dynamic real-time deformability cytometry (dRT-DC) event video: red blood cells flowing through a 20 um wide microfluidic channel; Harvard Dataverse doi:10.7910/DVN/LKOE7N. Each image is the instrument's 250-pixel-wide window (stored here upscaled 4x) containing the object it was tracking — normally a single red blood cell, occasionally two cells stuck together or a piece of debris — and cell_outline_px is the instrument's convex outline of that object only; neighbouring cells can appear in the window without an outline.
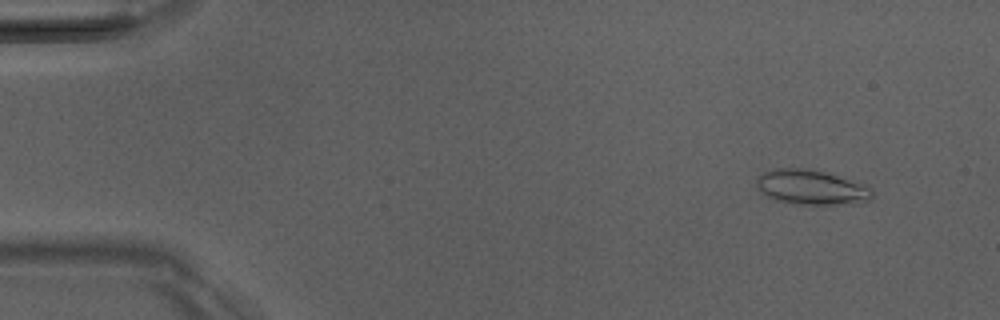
{"species": "Egyptian fruit bat (a non-hibernating species)", "species_latin": "Rousettus aegyptiacus", "temperature_condition": "room temperature", "stored_images_in_passage": 50, "camera_frame_rate_fps": 3000, "um_per_image_px": 0.085, "animal": {"sex": "male"}, "frame": {"image": 1, "passage_image": 4, "time_ms": 1.0, "image_size_px": [1000, 320], "cell_outline_px": [[872, 196], [868, 200], [836, 204], [800, 204], [780, 200], [768, 196], [760, 192], [756, 184], [756, 180], [764, 172], [776, 168], [804, 168], [824, 172], [864, 184], [872, 192]], "centroid_in_image_um": [68.91, 15.9], "position_along_channel_um": 16.1, "area_um2": 22.72}}
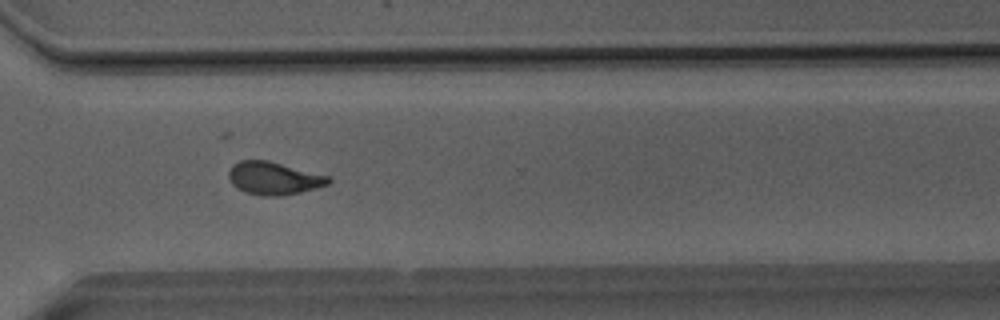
{"frame": {"image": 2, "passage_image": 37, "time_ms": 12.0, "image_size_px": [1000, 320], "cell_outline_px": [[332, 180], [328, 184], [316, 188], [300, 192], [280, 196], [264, 196], [244, 192], [236, 188], [232, 184], [228, 176], [228, 172], [232, 164], [240, 160], [268, 160], [328, 176]], "centroid_in_image_um": [23.23, 15.15], "position_along_channel_um": 347.4, "area_um2": 19.07}}
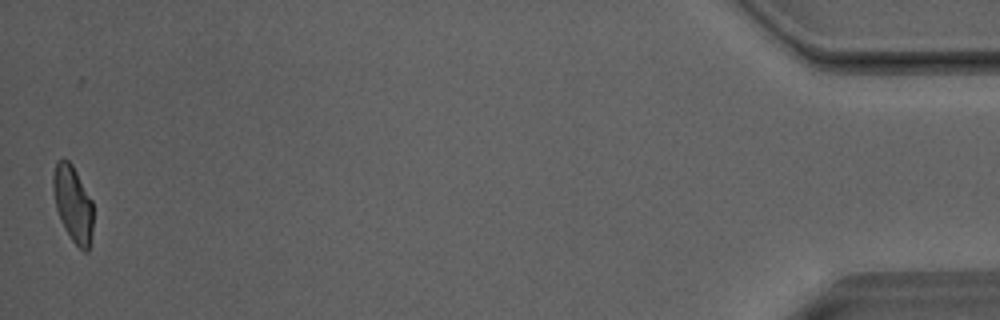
{"frame": {"image": 3, "passage_image": 50, "time_ms": 16.333, "image_size_px": [1000, 320], "cell_outline_px": [[92, 232], [88, 252], [84, 252], [72, 240], [64, 228], [60, 220], [56, 208], [52, 188], [52, 176], [56, 160], [64, 156], [72, 164], [92, 200]], "centroid_in_image_um": [6.17, 17.28], "position_along_channel_um": 429.0, "area_um2": 17.98}, "authors_computed_cell_mechanics": {"area_um2": 18.8717, "velocity_mm_per_s": 4.0565, "shape_relaxation_time_tau1_ms": 6.6789, "shape_relaxation_time_tau2_ms": 1.9399, "deformation_change_tau1": 0.1679, "deformation_change_tau2": 0.0898}}